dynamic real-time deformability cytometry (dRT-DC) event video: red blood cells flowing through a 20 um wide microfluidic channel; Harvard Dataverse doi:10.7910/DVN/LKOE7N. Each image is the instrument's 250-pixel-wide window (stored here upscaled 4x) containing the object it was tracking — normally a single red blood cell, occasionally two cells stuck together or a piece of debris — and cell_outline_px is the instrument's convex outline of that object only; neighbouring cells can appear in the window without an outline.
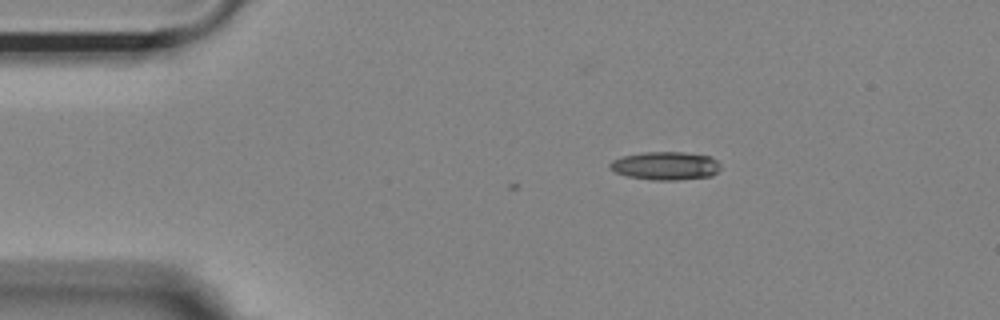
{"species": "Egyptian fruit bat (a non-hibernating species)", "species_latin": "Rousettus aegyptiacus", "temperature_condition": "room temperature", "stored_images_in_passage": 6, "camera_frame_rate_fps": 3000, "um_per_image_px": 0.085, "animal": {"sex": "female"}, "frame": {"image": 1, "passage_image": 1, "time_ms": 0.0, "image_size_px": [1000, 320], "cell_outline_px": [[720, 168], [712, 176], [676, 180], [652, 180], [628, 176], [616, 172], [608, 168], [608, 164], [612, 160], [624, 156], [644, 152], [684, 152], [712, 156], [720, 164]], "centroid_in_image_um": [56.57, 14.09], "position_along_channel_um": 28.4, "area_um2": 18.26}}